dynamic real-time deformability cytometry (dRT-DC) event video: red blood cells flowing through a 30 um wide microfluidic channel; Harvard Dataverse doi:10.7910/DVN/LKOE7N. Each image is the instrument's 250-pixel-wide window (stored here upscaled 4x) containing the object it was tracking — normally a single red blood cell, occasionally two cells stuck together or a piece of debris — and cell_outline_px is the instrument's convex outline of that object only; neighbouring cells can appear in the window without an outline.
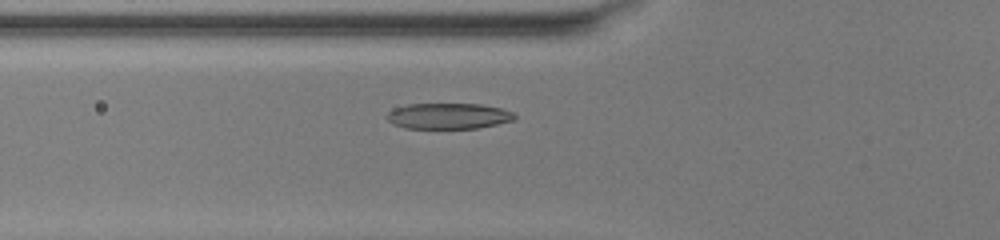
{"species": "common noctule bat (a hibernating species)", "species_latin": "Nyctalus noctula", "temperature_condition": "warm", "stored_images_in_passage": 42, "camera_frame_rate_fps": 3000, "um_per_image_px": 0.085, "animal": {"sex": "female", "body_mass_g": 20.0, "forearm_length_mm": 54.0}, "frame": {"image": 1, "passage_image": 11, "time_ms": 3.333, "image_size_px": [1000, 240], "cell_outline_px": [[516, 120], [476, 128], [404, 128], [392, 124], [384, 116], [388, 112], [396, 108], [408, 104], [480, 104], [500, 108], [512, 112], [516, 116]], "centroid_in_image_um": [38.09, 9.86], "position_along_channel_um": 87.7, "area_um2": 19.19}}
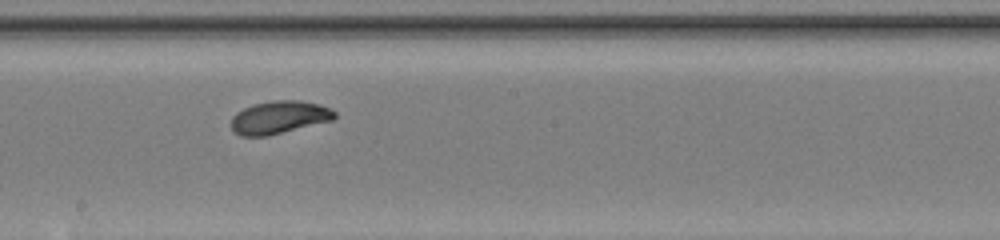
{"frame": {"image": 2, "passage_image": 21, "time_ms": 6.667, "image_size_px": [1000, 240], "cell_outline_px": [[336, 116], [332, 120], [268, 136], [240, 136], [232, 128], [232, 116], [236, 112], [252, 104], [272, 100], [300, 100], [320, 104], [336, 112]], "centroid_in_image_um": [23.72, 9.96], "position_along_channel_um": 224.5, "area_um2": 19.77}}
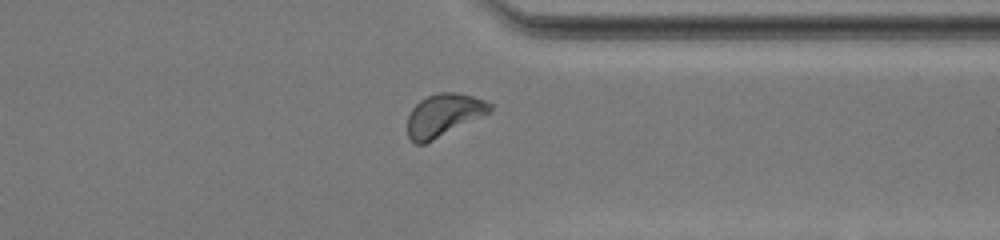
{"frame": {"image": 3, "passage_image": 32, "time_ms": 10.333, "image_size_px": [1000, 240], "cell_outline_px": [[492, 108], [488, 112], [424, 144], [416, 144], [408, 136], [408, 116], [412, 108], [420, 100], [436, 92], [456, 92], [472, 96], [484, 100], [492, 104]], "centroid_in_image_um": [37.67, 9.76], "position_along_channel_um": 373.7, "area_um2": 19.88}, "authors_computed_cell_mechanics": {"area_um2": 19.8832, "velocity_mm_per_s": 4.1118, "shape_relaxation_time_tau1_ms": 1.7968, "shape_relaxation_time_tau2_ms": 1.733, "deformation_change_tau1": 0.1397, "deformation_change_tau2": 0.0666}}